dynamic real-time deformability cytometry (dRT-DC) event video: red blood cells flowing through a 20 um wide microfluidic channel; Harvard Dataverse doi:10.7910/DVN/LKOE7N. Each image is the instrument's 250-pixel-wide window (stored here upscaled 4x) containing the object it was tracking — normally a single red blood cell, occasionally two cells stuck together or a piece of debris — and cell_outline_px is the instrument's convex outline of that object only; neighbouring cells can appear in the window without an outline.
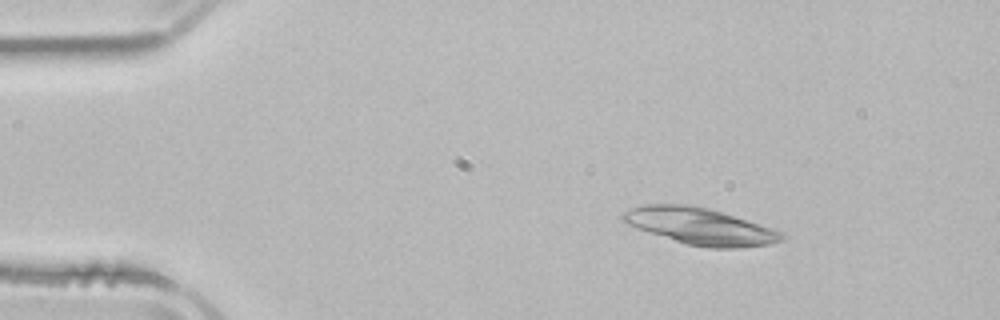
{"species": "common noctule bat (a hibernating species)", "species_latin": "Nyctalus noctula", "temperature_condition": "room temperature", "stored_images_in_passage": 3, "camera_frame_rate_fps": 3000, "um_per_image_px": 0.085, "animal": {"sex": "male", "body_mass_g": 21.5, "forearm_length_mm": 52.0}, "frame": {"image": 1, "passage_image": 1, "time_ms": 0.0, "image_size_px": [1000, 320], "cell_outline_px": [[784, 240], [768, 244], [736, 248], [708, 248], [688, 244], [628, 224], [620, 220], [620, 216], [624, 212], [632, 208], [644, 204], [688, 204], [708, 208], [784, 232]], "centroid_in_image_um": [59.52, 19.22], "position_along_channel_um": 25.5, "area_um2": 33.23}}